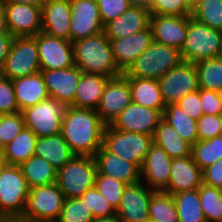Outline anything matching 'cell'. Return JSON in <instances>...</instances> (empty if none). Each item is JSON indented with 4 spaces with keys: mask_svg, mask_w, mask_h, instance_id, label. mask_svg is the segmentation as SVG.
<instances>
[{
    "mask_svg": "<svg viewBox=\"0 0 222 222\" xmlns=\"http://www.w3.org/2000/svg\"><path fill=\"white\" fill-rule=\"evenodd\" d=\"M70 41L75 42L103 32L96 0H70Z\"/></svg>",
    "mask_w": 222,
    "mask_h": 222,
    "instance_id": "obj_12",
    "label": "cell"
},
{
    "mask_svg": "<svg viewBox=\"0 0 222 222\" xmlns=\"http://www.w3.org/2000/svg\"><path fill=\"white\" fill-rule=\"evenodd\" d=\"M92 222H122L117 214L110 217L94 218Z\"/></svg>",
    "mask_w": 222,
    "mask_h": 222,
    "instance_id": "obj_55",
    "label": "cell"
},
{
    "mask_svg": "<svg viewBox=\"0 0 222 222\" xmlns=\"http://www.w3.org/2000/svg\"><path fill=\"white\" fill-rule=\"evenodd\" d=\"M220 100L222 101V90L219 92Z\"/></svg>",
    "mask_w": 222,
    "mask_h": 222,
    "instance_id": "obj_60",
    "label": "cell"
},
{
    "mask_svg": "<svg viewBox=\"0 0 222 222\" xmlns=\"http://www.w3.org/2000/svg\"><path fill=\"white\" fill-rule=\"evenodd\" d=\"M148 9L131 6L121 16L104 25L103 32L109 40L128 37L150 26Z\"/></svg>",
    "mask_w": 222,
    "mask_h": 222,
    "instance_id": "obj_24",
    "label": "cell"
},
{
    "mask_svg": "<svg viewBox=\"0 0 222 222\" xmlns=\"http://www.w3.org/2000/svg\"><path fill=\"white\" fill-rule=\"evenodd\" d=\"M20 112L50 98L41 72L12 80Z\"/></svg>",
    "mask_w": 222,
    "mask_h": 222,
    "instance_id": "obj_26",
    "label": "cell"
},
{
    "mask_svg": "<svg viewBox=\"0 0 222 222\" xmlns=\"http://www.w3.org/2000/svg\"><path fill=\"white\" fill-rule=\"evenodd\" d=\"M162 119L171 125L177 134L191 146L198 141L196 120L186 114L178 105H167L162 113Z\"/></svg>",
    "mask_w": 222,
    "mask_h": 222,
    "instance_id": "obj_33",
    "label": "cell"
},
{
    "mask_svg": "<svg viewBox=\"0 0 222 222\" xmlns=\"http://www.w3.org/2000/svg\"><path fill=\"white\" fill-rule=\"evenodd\" d=\"M25 127L21 112L4 114L0 123V146L3 149Z\"/></svg>",
    "mask_w": 222,
    "mask_h": 222,
    "instance_id": "obj_43",
    "label": "cell"
},
{
    "mask_svg": "<svg viewBox=\"0 0 222 222\" xmlns=\"http://www.w3.org/2000/svg\"><path fill=\"white\" fill-rule=\"evenodd\" d=\"M65 199L56 182L30 188L23 215L16 222H55Z\"/></svg>",
    "mask_w": 222,
    "mask_h": 222,
    "instance_id": "obj_6",
    "label": "cell"
},
{
    "mask_svg": "<svg viewBox=\"0 0 222 222\" xmlns=\"http://www.w3.org/2000/svg\"><path fill=\"white\" fill-rule=\"evenodd\" d=\"M178 222H207L200 205L198 189L172 194Z\"/></svg>",
    "mask_w": 222,
    "mask_h": 222,
    "instance_id": "obj_34",
    "label": "cell"
},
{
    "mask_svg": "<svg viewBox=\"0 0 222 222\" xmlns=\"http://www.w3.org/2000/svg\"><path fill=\"white\" fill-rule=\"evenodd\" d=\"M37 136L24 127L21 132L3 148V160L8 165L20 166L34 155Z\"/></svg>",
    "mask_w": 222,
    "mask_h": 222,
    "instance_id": "obj_31",
    "label": "cell"
},
{
    "mask_svg": "<svg viewBox=\"0 0 222 222\" xmlns=\"http://www.w3.org/2000/svg\"><path fill=\"white\" fill-rule=\"evenodd\" d=\"M3 6L8 30L12 36H35L42 31V8L10 2H3Z\"/></svg>",
    "mask_w": 222,
    "mask_h": 222,
    "instance_id": "obj_16",
    "label": "cell"
},
{
    "mask_svg": "<svg viewBox=\"0 0 222 222\" xmlns=\"http://www.w3.org/2000/svg\"><path fill=\"white\" fill-rule=\"evenodd\" d=\"M182 61L179 49L153 41L123 74L125 77L158 80Z\"/></svg>",
    "mask_w": 222,
    "mask_h": 222,
    "instance_id": "obj_4",
    "label": "cell"
},
{
    "mask_svg": "<svg viewBox=\"0 0 222 222\" xmlns=\"http://www.w3.org/2000/svg\"><path fill=\"white\" fill-rule=\"evenodd\" d=\"M153 40L181 50L188 29V16L151 14Z\"/></svg>",
    "mask_w": 222,
    "mask_h": 222,
    "instance_id": "obj_20",
    "label": "cell"
},
{
    "mask_svg": "<svg viewBox=\"0 0 222 222\" xmlns=\"http://www.w3.org/2000/svg\"><path fill=\"white\" fill-rule=\"evenodd\" d=\"M97 164L92 156L75 155L57 170L56 183L65 198H80L94 187Z\"/></svg>",
    "mask_w": 222,
    "mask_h": 222,
    "instance_id": "obj_7",
    "label": "cell"
},
{
    "mask_svg": "<svg viewBox=\"0 0 222 222\" xmlns=\"http://www.w3.org/2000/svg\"><path fill=\"white\" fill-rule=\"evenodd\" d=\"M198 191L206 221L222 222V189L203 183Z\"/></svg>",
    "mask_w": 222,
    "mask_h": 222,
    "instance_id": "obj_38",
    "label": "cell"
},
{
    "mask_svg": "<svg viewBox=\"0 0 222 222\" xmlns=\"http://www.w3.org/2000/svg\"><path fill=\"white\" fill-rule=\"evenodd\" d=\"M40 72L50 98L71 106L83 72L75 65L70 68L40 70Z\"/></svg>",
    "mask_w": 222,
    "mask_h": 222,
    "instance_id": "obj_18",
    "label": "cell"
},
{
    "mask_svg": "<svg viewBox=\"0 0 222 222\" xmlns=\"http://www.w3.org/2000/svg\"><path fill=\"white\" fill-rule=\"evenodd\" d=\"M149 12L159 15L191 16L184 0H152Z\"/></svg>",
    "mask_w": 222,
    "mask_h": 222,
    "instance_id": "obj_45",
    "label": "cell"
},
{
    "mask_svg": "<svg viewBox=\"0 0 222 222\" xmlns=\"http://www.w3.org/2000/svg\"><path fill=\"white\" fill-rule=\"evenodd\" d=\"M191 16L210 28L222 31V0H200Z\"/></svg>",
    "mask_w": 222,
    "mask_h": 222,
    "instance_id": "obj_39",
    "label": "cell"
},
{
    "mask_svg": "<svg viewBox=\"0 0 222 222\" xmlns=\"http://www.w3.org/2000/svg\"><path fill=\"white\" fill-rule=\"evenodd\" d=\"M194 64L198 72L199 88L219 93L222 90V60L212 57Z\"/></svg>",
    "mask_w": 222,
    "mask_h": 222,
    "instance_id": "obj_35",
    "label": "cell"
},
{
    "mask_svg": "<svg viewBox=\"0 0 222 222\" xmlns=\"http://www.w3.org/2000/svg\"><path fill=\"white\" fill-rule=\"evenodd\" d=\"M20 112L15 98L12 80L0 75V113L13 114Z\"/></svg>",
    "mask_w": 222,
    "mask_h": 222,
    "instance_id": "obj_46",
    "label": "cell"
},
{
    "mask_svg": "<svg viewBox=\"0 0 222 222\" xmlns=\"http://www.w3.org/2000/svg\"><path fill=\"white\" fill-rule=\"evenodd\" d=\"M34 155L47 160L57 170L67 164L75 154L61 134L37 137Z\"/></svg>",
    "mask_w": 222,
    "mask_h": 222,
    "instance_id": "obj_28",
    "label": "cell"
},
{
    "mask_svg": "<svg viewBox=\"0 0 222 222\" xmlns=\"http://www.w3.org/2000/svg\"><path fill=\"white\" fill-rule=\"evenodd\" d=\"M126 186L127 184L120 180L96 172L94 187L102 196H104L115 211L118 209Z\"/></svg>",
    "mask_w": 222,
    "mask_h": 222,
    "instance_id": "obj_40",
    "label": "cell"
},
{
    "mask_svg": "<svg viewBox=\"0 0 222 222\" xmlns=\"http://www.w3.org/2000/svg\"><path fill=\"white\" fill-rule=\"evenodd\" d=\"M70 0H49L42 7V31L70 41Z\"/></svg>",
    "mask_w": 222,
    "mask_h": 222,
    "instance_id": "obj_25",
    "label": "cell"
},
{
    "mask_svg": "<svg viewBox=\"0 0 222 222\" xmlns=\"http://www.w3.org/2000/svg\"><path fill=\"white\" fill-rule=\"evenodd\" d=\"M94 158L99 174L111 176L127 185L141 181V169L135 163L116 156L103 145L96 152Z\"/></svg>",
    "mask_w": 222,
    "mask_h": 222,
    "instance_id": "obj_23",
    "label": "cell"
},
{
    "mask_svg": "<svg viewBox=\"0 0 222 222\" xmlns=\"http://www.w3.org/2000/svg\"><path fill=\"white\" fill-rule=\"evenodd\" d=\"M198 167L203 170L222 158V135L209 140H198L191 150Z\"/></svg>",
    "mask_w": 222,
    "mask_h": 222,
    "instance_id": "obj_36",
    "label": "cell"
},
{
    "mask_svg": "<svg viewBox=\"0 0 222 222\" xmlns=\"http://www.w3.org/2000/svg\"><path fill=\"white\" fill-rule=\"evenodd\" d=\"M149 219L155 222H178L177 209L171 194L155 191L149 204Z\"/></svg>",
    "mask_w": 222,
    "mask_h": 222,
    "instance_id": "obj_37",
    "label": "cell"
},
{
    "mask_svg": "<svg viewBox=\"0 0 222 222\" xmlns=\"http://www.w3.org/2000/svg\"><path fill=\"white\" fill-rule=\"evenodd\" d=\"M106 124L96 110L67 106L60 134L78 156H92L103 145Z\"/></svg>",
    "mask_w": 222,
    "mask_h": 222,
    "instance_id": "obj_1",
    "label": "cell"
},
{
    "mask_svg": "<svg viewBox=\"0 0 222 222\" xmlns=\"http://www.w3.org/2000/svg\"><path fill=\"white\" fill-rule=\"evenodd\" d=\"M161 119L162 113L158 109L140 106L132 102L119 113L110 126L117 130L153 136Z\"/></svg>",
    "mask_w": 222,
    "mask_h": 222,
    "instance_id": "obj_17",
    "label": "cell"
},
{
    "mask_svg": "<svg viewBox=\"0 0 222 222\" xmlns=\"http://www.w3.org/2000/svg\"><path fill=\"white\" fill-rule=\"evenodd\" d=\"M129 81L132 102L140 106L158 109L164 112L166 104L163 100L157 79L125 77Z\"/></svg>",
    "mask_w": 222,
    "mask_h": 222,
    "instance_id": "obj_29",
    "label": "cell"
},
{
    "mask_svg": "<svg viewBox=\"0 0 222 222\" xmlns=\"http://www.w3.org/2000/svg\"><path fill=\"white\" fill-rule=\"evenodd\" d=\"M203 183L222 189V158L202 170Z\"/></svg>",
    "mask_w": 222,
    "mask_h": 222,
    "instance_id": "obj_50",
    "label": "cell"
},
{
    "mask_svg": "<svg viewBox=\"0 0 222 222\" xmlns=\"http://www.w3.org/2000/svg\"><path fill=\"white\" fill-rule=\"evenodd\" d=\"M198 140H209L222 135L220 115L203 114L197 121Z\"/></svg>",
    "mask_w": 222,
    "mask_h": 222,
    "instance_id": "obj_47",
    "label": "cell"
},
{
    "mask_svg": "<svg viewBox=\"0 0 222 222\" xmlns=\"http://www.w3.org/2000/svg\"><path fill=\"white\" fill-rule=\"evenodd\" d=\"M202 184V170L190 155L185 158L172 159L169 184L163 191L172 195L198 189Z\"/></svg>",
    "mask_w": 222,
    "mask_h": 222,
    "instance_id": "obj_22",
    "label": "cell"
},
{
    "mask_svg": "<svg viewBox=\"0 0 222 222\" xmlns=\"http://www.w3.org/2000/svg\"><path fill=\"white\" fill-rule=\"evenodd\" d=\"M37 40L40 70L65 69L74 66L73 44L41 31Z\"/></svg>",
    "mask_w": 222,
    "mask_h": 222,
    "instance_id": "obj_13",
    "label": "cell"
},
{
    "mask_svg": "<svg viewBox=\"0 0 222 222\" xmlns=\"http://www.w3.org/2000/svg\"><path fill=\"white\" fill-rule=\"evenodd\" d=\"M154 192L155 190L142 181L127 185L116 210L117 216L122 222H147L149 204Z\"/></svg>",
    "mask_w": 222,
    "mask_h": 222,
    "instance_id": "obj_15",
    "label": "cell"
},
{
    "mask_svg": "<svg viewBox=\"0 0 222 222\" xmlns=\"http://www.w3.org/2000/svg\"><path fill=\"white\" fill-rule=\"evenodd\" d=\"M4 114L3 113H0V123L2 121V118H3Z\"/></svg>",
    "mask_w": 222,
    "mask_h": 222,
    "instance_id": "obj_59",
    "label": "cell"
},
{
    "mask_svg": "<svg viewBox=\"0 0 222 222\" xmlns=\"http://www.w3.org/2000/svg\"><path fill=\"white\" fill-rule=\"evenodd\" d=\"M5 163H4V160H3V150H0V166H3Z\"/></svg>",
    "mask_w": 222,
    "mask_h": 222,
    "instance_id": "obj_57",
    "label": "cell"
},
{
    "mask_svg": "<svg viewBox=\"0 0 222 222\" xmlns=\"http://www.w3.org/2000/svg\"><path fill=\"white\" fill-rule=\"evenodd\" d=\"M152 144L151 135L117 130L110 125L104 128L103 146L116 156L135 163L140 169Z\"/></svg>",
    "mask_w": 222,
    "mask_h": 222,
    "instance_id": "obj_8",
    "label": "cell"
},
{
    "mask_svg": "<svg viewBox=\"0 0 222 222\" xmlns=\"http://www.w3.org/2000/svg\"><path fill=\"white\" fill-rule=\"evenodd\" d=\"M172 158L153 143L141 167V181L150 189L163 191L169 184Z\"/></svg>",
    "mask_w": 222,
    "mask_h": 222,
    "instance_id": "obj_19",
    "label": "cell"
},
{
    "mask_svg": "<svg viewBox=\"0 0 222 222\" xmlns=\"http://www.w3.org/2000/svg\"><path fill=\"white\" fill-rule=\"evenodd\" d=\"M29 191L20 166L4 164L0 172V222H16L23 215Z\"/></svg>",
    "mask_w": 222,
    "mask_h": 222,
    "instance_id": "obj_3",
    "label": "cell"
},
{
    "mask_svg": "<svg viewBox=\"0 0 222 222\" xmlns=\"http://www.w3.org/2000/svg\"><path fill=\"white\" fill-rule=\"evenodd\" d=\"M222 31L210 28L192 16H188V29L180 53L184 62L218 57L221 50Z\"/></svg>",
    "mask_w": 222,
    "mask_h": 222,
    "instance_id": "obj_5",
    "label": "cell"
},
{
    "mask_svg": "<svg viewBox=\"0 0 222 222\" xmlns=\"http://www.w3.org/2000/svg\"><path fill=\"white\" fill-rule=\"evenodd\" d=\"M220 120H221V123H222V113L220 114Z\"/></svg>",
    "mask_w": 222,
    "mask_h": 222,
    "instance_id": "obj_61",
    "label": "cell"
},
{
    "mask_svg": "<svg viewBox=\"0 0 222 222\" xmlns=\"http://www.w3.org/2000/svg\"><path fill=\"white\" fill-rule=\"evenodd\" d=\"M200 0H184L186 7L192 12Z\"/></svg>",
    "mask_w": 222,
    "mask_h": 222,
    "instance_id": "obj_56",
    "label": "cell"
},
{
    "mask_svg": "<svg viewBox=\"0 0 222 222\" xmlns=\"http://www.w3.org/2000/svg\"><path fill=\"white\" fill-rule=\"evenodd\" d=\"M117 67L124 73L154 41L151 26L128 37L109 40Z\"/></svg>",
    "mask_w": 222,
    "mask_h": 222,
    "instance_id": "obj_21",
    "label": "cell"
},
{
    "mask_svg": "<svg viewBox=\"0 0 222 222\" xmlns=\"http://www.w3.org/2000/svg\"><path fill=\"white\" fill-rule=\"evenodd\" d=\"M49 0H5L4 2L29 4L42 8Z\"/></svg>",
    "mask_w": 222,
    "mask_h": 222,
    "instance_id": "obj_53",
    "label": "cell"
},
{
    "mask_svg": "<svg viewBox=\"0 0 222 222\" xmlns=\"http://www.w3.org/2000/svg\"><path fill=\"white\" fill-rule=\"evenodd\" d=\"M66 107L64 103L53 98L28 107L21 111L25 127L37 137L58 135Z\"/></svg>",
    "mask_w": 222,
    "mask_h": 222,
    "instance_id": "obj_9",
    "label": "cell"
},
{
    "mask_svg": "<svg viewBox=\"0 0 222 222\" xmlns=\"http://www.w3.org/2000/svg\"><path fill=\"white\" fill-rule=\"evenodd\" d=\"M74 65L83 73L113 78L123 74L117 67L111 43L104 32L72 42Z\"/></svg>",
    "mask_w": 222,
    "mask_h": 222,
    "instance_id": "obj_2",
    "label": "cell"
},
{
    "mask_svg": "<svg viewBox=\"0 0 222 222\" xmlns=\"http://www.w3.org/2000/svg\"><path fill=\"white\" fill-rule=\"evenodd\" d=\"M100 12L102 24L121 16L132 4L131 0H96Z\"/></svg>",
    "mask_w": 222,
    "mask_h": 222,
    "instance_id": "obj_44",
    "label": "cell"
},
{
    "mask_svg": "<svg viewBox=\"0 0 222 222\" xmlns=\"http://www.w3.org/2000/svg\"><path fill=\"white\" fill-rule=\"evenodd\" d=\"M20 168L29 188L49 185L57 180V169L37 155H32L20 165Z\"/></svg>",
    "mask_w": 222,
    "mask_h": 222,
    "instance_id": "obj_32",
    "label": "cell"
},
{
    "mask_svg": "<svg viewBox=\"0 0 222 222\" xmlns=\"http://www.w3.org/2000/svg\"><path fill=\"white\" fill-rule=\"evenodd\" d=\"M163 100L175 104L188 93L199 90L198 72L194 63L182 61L158 79Z\"/></svg>",
    "mask_w": 222,
    "mask_h": 222,
    "instance_id": "obj_11",
    "label": "cell"
},
{
    "mask_svg": "<svg viewBox=\"0 0 222 222\" xmlns=\"http://www.w3.org/2000/svg\"><path fill=\"white\" fill-rule=\"evenodd\" d=\"M200 100L203 114L220 115L222 113V101L218 92L200 88Z\"/></svg>",
    "mask_w": 222,
    "mask_h": 222,
    "instance_id": "obj_49",
    "label": "cell"
},
{
    "mask_svg": "<svg viewBox=\"0 0 222 222\" xmlns=\"http://www.w3.org/2000/svg\"><path fill=\"white\" fill-rule=\"evenodd\" d=\"M152 0H131L132 6L143 7L146 9H150Z\"/></svg>",
    "mask_w": 222,
    "mask_h": 222,
    "instance_id": "obj_54",
    "label": "cell"
},
{
    "mask_svg": "<svg viewBox=\"0 0 222 222\" xmlns=\"http://www.w3.org/2000/svg\"><path fill=\"white\" fill-rule=\"evenodd\" d=\"M131 103L129 81L124 74H121L107 81L96 111L101 120L106 125H110L119 113Z\"/></svg>",
    "mask_w": 222,
    "mask_h": 222,
    "instance_id": "obj_14",
    "label": "cell"
},
{
    "mask_svg": "<svg viewBox=\"0 0 222 222\" xmlns=\"http://www.w3.org/2000/svg\"><path fill=\"white\" fill-rule=\"evenodd\" d=\"M14 39L15 37L12 36L10 33L0 34V71L10 52Z\"/></svg>",
    "mask_w": 222,
    "mask_h": 222,
    "instance_id": "obj_51",
    "label": "cell"
},
{
    "mask_svg": "<svg viewBox=\"0 0 222 222\" xmlns=\"http://www.w3.org/2000/svg\"><path fill=\"white\" fill-rule=\"evenodd\" d=\"M80 199L92 210L94 218L110 217L116 211L95 187L88 189Z\"/></svg>",
    "mask_w": 222,
    "mask_h": 222,
    "instance_id": "obj_42",
    "label": "cell"
},
{
    "mask_svg": "<svg viewBox=\"0 0 222 222\" xmlns=\"http://www.w3.org/2000/svg\"><path fill=\"white\" fill-rule=\"evenodd\" d=\"M175 104L196 121L203 115L200 88L192 93H188Z\"/></svg>",
    "mask_w": 222,
    "mask_h": 222,
    "instance_id": "obj_48",
    "label": "cell"
},
{
    "mask_svg": "<svg viewBox=\"0 0 222 222\" xmlns=\"http://www.w3.org/2000/svg\"><path fill=\"white\" fill-rule=\"evenodd\" d=\"M109 79L101 74L83 73L71 106L96 110Z\"/></svg>",
    "mask_w": 222,
    "mask_h": 222,
    "instance_id": "obj_27",
    "label": "cell"
},
{
    "mask_svg": "<svg viewBox=\"0 0 222 222\" xmlns=\"http://www.w3.org/2000/svg\"><path fill=\"white\" fill-rule=\"evenodd\" d=\"M92 210L80 198H66L55 222H92Z\"/></svg>",
    "mask_w": 222,
    "mask_h": 222,
    "instance_id": "obj_41",
    "label": "cell"
},
{
    "mask_svg": "<svg viewBox=\"0 0 222 222\" xmlns=\"http://www.w3.org/2000/svg\"><path fill=\"white\" fill-rule=\"evenodd\" d=\"M40 71L37 40L34 36L15 37L1 69V75L11 80Z\"/></svg>",
    "mask_w": 222,
    "mask_h": 222,
    "instance_id": "obj_10",
    "label": "cell"
},
{
    "mask_svg": "<svg viewBox=\"0 0 222 222\" xmlns=\"http://www.w3.org/2000/svg\"><path fill=\"white\" fill-rule=\"evenodd\" d=\"M221 60H222V43H221V50H220V54L218 56Z\"/></svg>",
    "mask_w": 222,
    "mask_h": 222,
    "instance_id": "obj_58",
    "label": "cell"
},
{
    "mask_svg": "<svg viewBox=\"0 0 222 222\" xmlns=\"http://www.w3.org/2000/svg\"><path fill=\"white\" fill-rule=\"evenodd\" d=\"M153 143L160 146L172 159L191 155L192 146L183 140L175 129L161 119L155 128Z\"/></svg>",
    "mask_w": 222,
    "mask_h": 222,
    "instance_id": "obj_30",
    "label": "cell"
},
{
    "mask_svg": "<svg viewBox=\"0 0 222 222\" xmlns=\"http://www.w3.org/2000/svg\"><path fill=\"white\" fill-rule=\"evenodd\" d=\"M10 33L7 26L6 11L3 3H0V34Z\"/></svg>",
    "mask_w": 222,
    "mask_h": 222,
    "instance_id": "obj_52",
    "label": "cell"
}]
</instances>
